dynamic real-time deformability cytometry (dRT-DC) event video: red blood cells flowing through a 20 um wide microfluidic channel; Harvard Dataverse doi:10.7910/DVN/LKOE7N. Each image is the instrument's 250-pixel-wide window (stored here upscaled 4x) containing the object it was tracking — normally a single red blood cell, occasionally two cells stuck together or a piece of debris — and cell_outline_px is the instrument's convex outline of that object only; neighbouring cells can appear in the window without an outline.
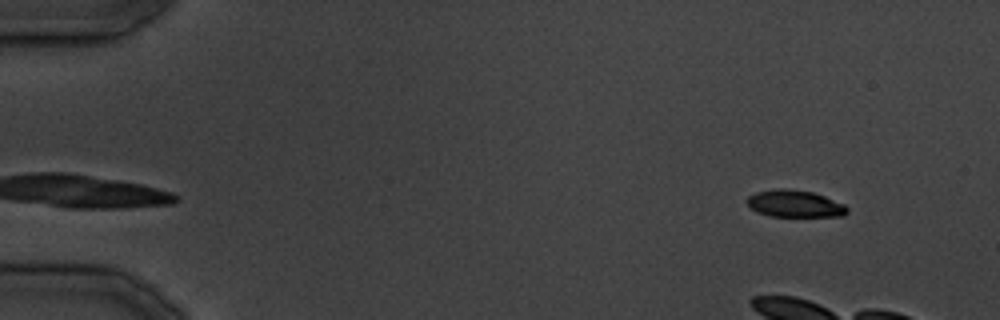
{"species": "common noctule bat (a hibernating species)", "species_latin": "Nyctalus noctula", "temperature_condition": "cold", "stored_images_in_passage": 7, "camera_frame_rate_fps": 3000, "um_per_image_px": 0.085, "animal": {"sex": "male", "body_mass_g": 19.5, "forearm_length_mm": 54.6}, "frame": {"image": 1, "passage_image": 2, "time_ms": 1.333, "image_size_px": [1000, 320], "cell_outline_px": [[848, 212], [844, 216], [772, 216], [756, 212], [744, 200], [748, 196], [756, 192], [776, 188], [784, 188], [812, 192], [824, 196], [844, 204], [848, 208]], "centroid_in_image_um": [67.54, 17.31], "position_along_channel_um": 17.5, "area_um2": 15.78}}